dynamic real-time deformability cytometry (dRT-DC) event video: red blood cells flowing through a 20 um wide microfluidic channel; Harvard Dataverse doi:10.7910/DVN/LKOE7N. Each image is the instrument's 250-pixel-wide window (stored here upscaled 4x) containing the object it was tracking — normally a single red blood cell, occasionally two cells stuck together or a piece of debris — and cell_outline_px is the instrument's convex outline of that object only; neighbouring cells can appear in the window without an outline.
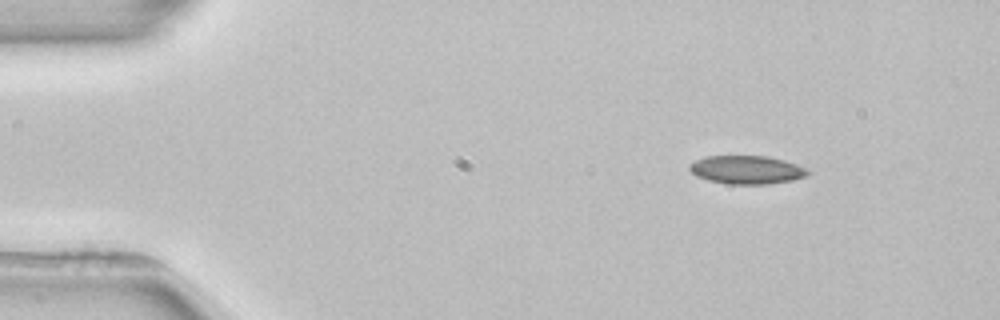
{"species": "common noctule bat (a hibernating species)", "species_latin": "Nyctalus noctula", "temperature_condition": "room temperature", "stored_images_in_passage": 3, "camera_frame_rate_fps": 3000, "um_per_image_px": 0.085, "animal": {"sex": "female", "body_mass_g": 22.7, "forearm_length_mm": 54.2}, "frame": {"image": 1, "passage_image": 1, "time_ms": 0.0, "image_size_px": [1000, 320], "cell_outline_px": [[812, 172], [808, 176], [792, 180], [768, 184], [728, 184], [708, 180], [696, 176], [688, 168], [688, 164], [696, 160], [708, 156], [768, 156], [784, 160], [796, 164]], "centroid_in_image_um": [63.48, 14.43], "position_along_channel_um": 21.5, "area_um2": 19.59}}
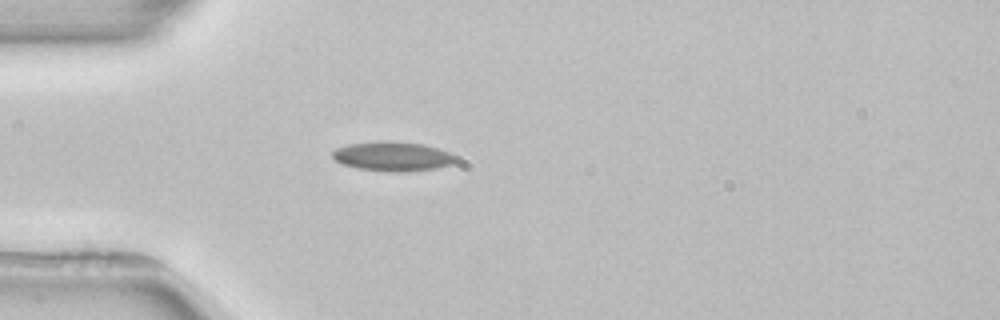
{"frame": {"image": 2, "passage_image": 3, "time_ms": 2.667, "image_size_px": [1000, 320], "cell_outline_px": [[460, 160], [452, 164], [436, 168], [408, 172], [396, 172], [356, 168], [340, 164], [332, 156], [332, 152], [336, 148], [348, 144], [380, 140], [392, 140], [424, 144], [448, 152], [456, 156]], "centroid_in_image_um": [33.38, 13.28], "position_along_channel_um": 51.6, "area_um2": 21.5}}